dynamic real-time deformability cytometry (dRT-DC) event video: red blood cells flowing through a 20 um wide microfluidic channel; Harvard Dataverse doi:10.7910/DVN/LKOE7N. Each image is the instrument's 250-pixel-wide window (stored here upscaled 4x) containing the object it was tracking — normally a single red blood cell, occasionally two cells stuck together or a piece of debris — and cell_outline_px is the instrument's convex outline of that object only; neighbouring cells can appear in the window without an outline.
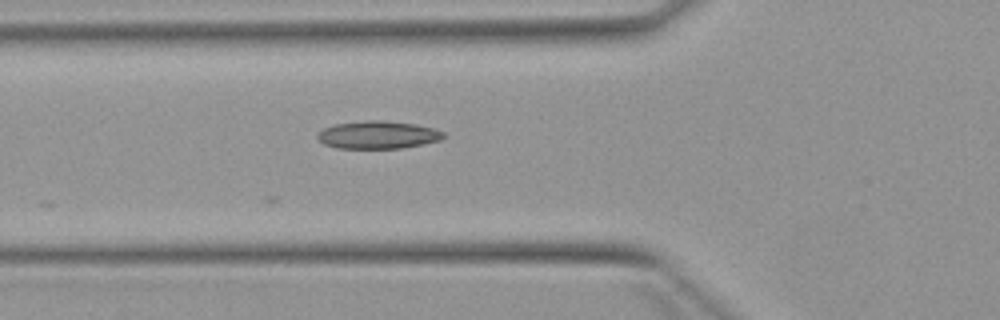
{"species": "Egyptian fruit bat (a non-hibernating species)", "species_latin": "Rousettus aegyptiacus", "temperature_condition": "warm", "stored_images_in_passage": 5, "camera_frame_rate_fps": 3000, "um_per_image_px": 0.085, "animal": {"sex": "female"}, "frame": {"image": 1, "passage_image": 5, "time_ms": 5.667, "image_size_px": [1000, 320], "cell_outline_px": [[444, 136], [440, 140], [424, 144], [400, 148], [336, 148], [324, 144], [316, 136], [316, 132], [332, 124], [364, 120], [380, 120], [416, 124], [432, 128], [444, 132]], "centroid_in_image_um": [32.08, 11.45], "position_along_channel_um": 93.7, "area_um2": 20.46}}